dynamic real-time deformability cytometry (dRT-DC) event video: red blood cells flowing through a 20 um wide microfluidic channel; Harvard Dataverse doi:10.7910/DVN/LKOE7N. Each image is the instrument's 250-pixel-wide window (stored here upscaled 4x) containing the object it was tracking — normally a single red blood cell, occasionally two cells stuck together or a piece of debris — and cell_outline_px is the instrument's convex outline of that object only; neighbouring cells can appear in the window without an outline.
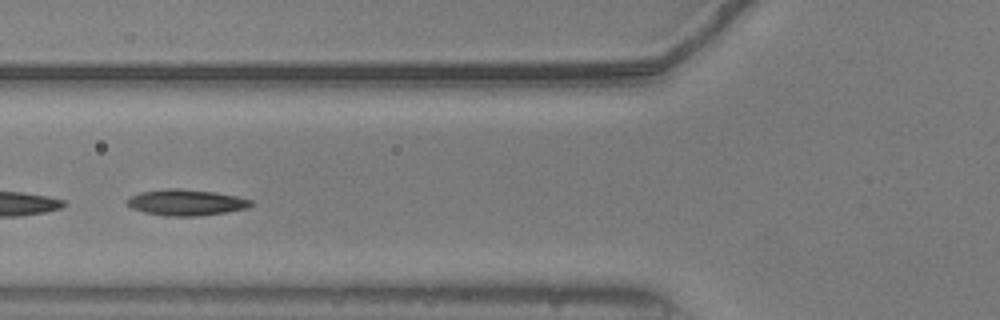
{"species": "common noctule bat (a hibernating species)", "species_latin": "Nyctalus noctula", "temperature_condition": "warm", "stored_images_in_passage": 20, "camera_frame_rate_fps": 3000, "um_per_image_px": 0.085, "animal": {"sex": "male", "body_mass_g": 20.5, "forearm_length_mm": 52.5}, "frame": {"image": 1, "passage_image": 15, "time_ms": 4.667, "image_size_px": [1000, 320], "cell_outline_px": [[252, 204], [248, 208], [224, 212], [196, 216], [164, 216], [144, 212], [132, 208], [128, 204], [128, 200], [132, 196], [140, 192], [168, 188], [176, 188], [216, 192], [236, 196], [252, 200]], "centroid_in_image_um": [15.83, 17.2], "position_along_channel_um": 110.0, "area_um2": 18.61}}